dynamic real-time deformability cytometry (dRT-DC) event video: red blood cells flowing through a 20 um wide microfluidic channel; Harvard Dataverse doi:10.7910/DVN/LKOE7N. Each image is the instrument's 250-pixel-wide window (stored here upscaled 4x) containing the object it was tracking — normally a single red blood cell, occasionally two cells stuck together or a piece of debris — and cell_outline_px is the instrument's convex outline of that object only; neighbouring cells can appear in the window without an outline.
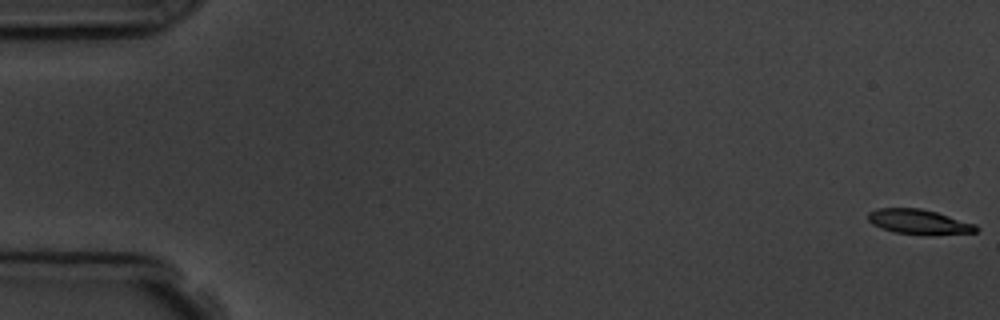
{"species": "common noctule bat (a hibernating species)", "species_latin": "Nyctalus noctula", "temperature_condition": "room temperature", "stored_images_in_passage": 8, "camera_frame_rate_fps": 3000, "um_per_image_px": 0.085, "animal": {"sex": "male", "body_mass_g": 19.5, "forearm_length_mm": 54.6}, "frame": {"image": 1, "passage_image": 1, "time_ms": 0.0, "image_size_px": [1000, 320], "cell_outline_px": [[980, 228], [976, 232], [896, 232], [872, 224], [868, 220], [868, 212], [876, 208], [920, 208], [936, 212], [976, 224]], "centroid_in_image_um": [78.05, 18.79], "position_along_channel_um": 7.0, "area_um2": 14.62}}
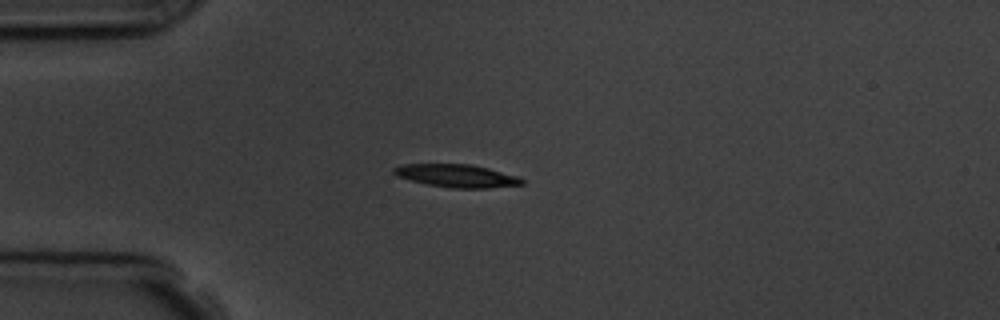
{"frame": {"image": 2, "passage_image": 5, "time_ms": 4.667, "image_size_px": [1000, 320], "cell_outline_px": [[524, 184], [488, 188], [452, 188], [428, 184], [396, 176], [392, 172], [392, 168], [400, 164], [472, 164], [520, 176], [524, 180]], "centroid_in_image_um": [38.84, 14.93], "position_along_channel_um": 46.2, "area_um2": 17.17}}
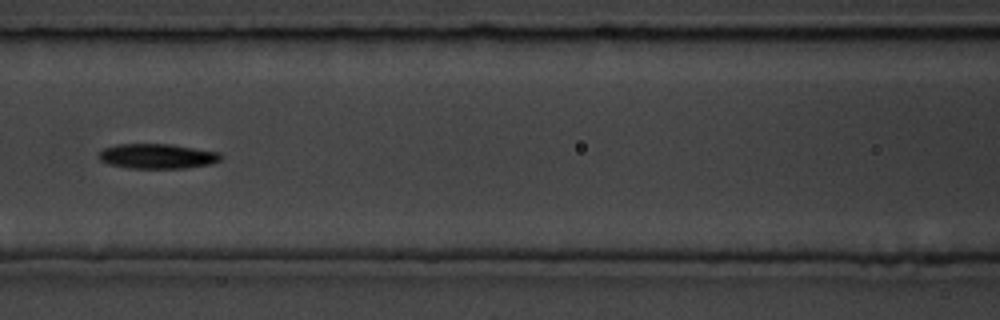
{"frame": {"image": 3, "passage_image": 8, "time_ms": 8.0, "image_size_px": [1000, 320], "cell_outline_px": [[224, 156], [220, 160], [212, 164], [184, 168], [128, 168], [108, 164], [100, 160], [96, 156], [104, 148], [116, 144], [172, 144], [220, 152]], "centroid_in_image_um": [13.38, 13.27], "position_along_channel_um": 153.2, "area_um2": 17.92}}